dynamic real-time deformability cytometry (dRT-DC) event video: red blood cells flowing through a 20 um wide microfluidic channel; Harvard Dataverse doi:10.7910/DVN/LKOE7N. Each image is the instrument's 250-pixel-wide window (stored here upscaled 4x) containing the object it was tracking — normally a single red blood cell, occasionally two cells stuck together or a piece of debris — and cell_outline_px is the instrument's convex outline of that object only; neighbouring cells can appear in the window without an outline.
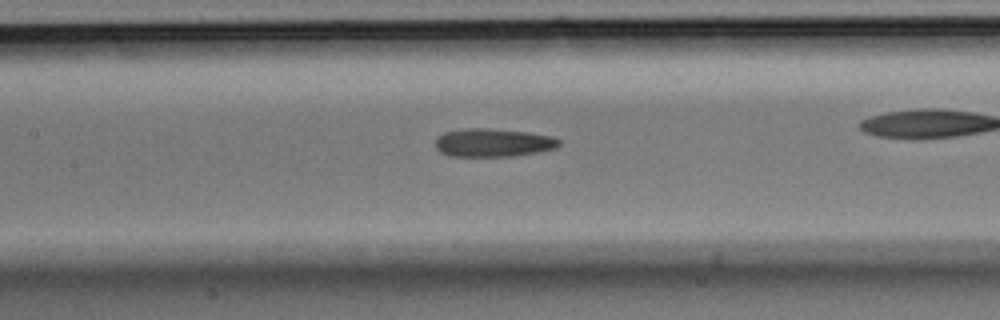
{"species": "Egyptian fruit bat (a non-hibernating species)", "species_latin": "Rousettus aegyptiacus", "temperature_condition": "room temperature", "stored_images_in_passage": 35, "camera_frame_rate_fps": 3000, "um_per_image_px": 0.085, "animal": {"sex": "male"}, "frame": {"image": 1, "passage_image": 20, "time_ms": 6.333, "image_size_px": [1000, 320], "cell_outline_px": [[560, 144], [556, 148], [540, 152], [512, 156], [448, 156], [440, 152], [436, 148], [436, 136], [444, 132], [464, 128], [488, 128], [528, 132], [552, 136], [560, 140]], "centroid_in_image_um": [41.9, 12.12], "position_along_channel_um": 165.5, "area_um2": 20.58}}
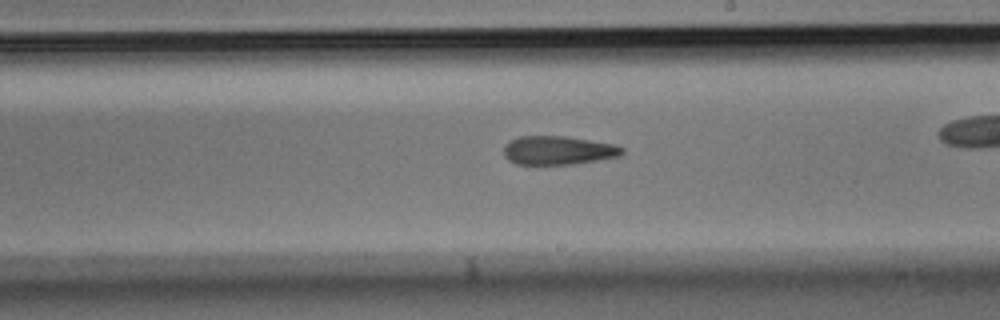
{"frame": {"image": 2, "passage_image": 25, "time_ms": 8.0, "image_size_px": [1000, 320], "cell_outline_px": [[624, 152], [620, 156], [572, 164], [516, 164], [508, 160], [504, 156], [504, 148], [512, 140], [520, 136], [564, 136], [612, 144], [624, 148]], "centroid_in_image_um": [47.44, 12.78], "position_along_channel_um": 241.6, "area_um2": 19.48}}